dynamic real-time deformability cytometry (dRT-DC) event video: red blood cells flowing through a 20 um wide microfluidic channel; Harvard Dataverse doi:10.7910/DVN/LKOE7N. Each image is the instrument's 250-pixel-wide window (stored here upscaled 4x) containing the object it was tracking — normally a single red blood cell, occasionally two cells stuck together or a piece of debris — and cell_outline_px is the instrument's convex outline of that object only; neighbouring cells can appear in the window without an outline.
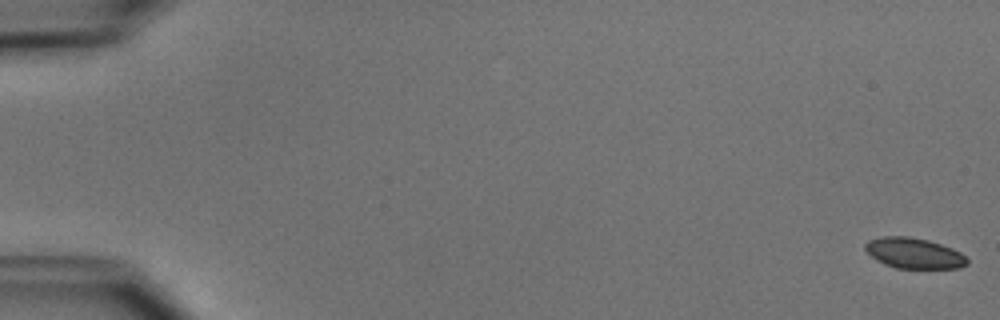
{"species": "common noctule bat (a hibernating species)", "species_latin": "Nyctalus noctula", "temperature_condition": "cold", "stored_images_in_passage": 52, "camera_frame_rate_fps": 3000, "um_per_image_px": 0.085, "animal": {"sex": "male", "body_mass_g": 15.6}, "frame": {"image": 1, "passage_image": 1, "time_ms": 0.0, "image_size_px": [1000, 320], "cell_outline_px": [[968, 264], [960, 268], [896, 268], [884, 264], [876, 260], [864, 248], [864, 244], [868, 240], [880, 236], [908, 236], [928, 240], [952, 248], [960, 252], [968, 260]], "centroid_in_image_um": [77.67, 21.51], "position_along_channel_um": 7.3, "area_um2": 18.21}}
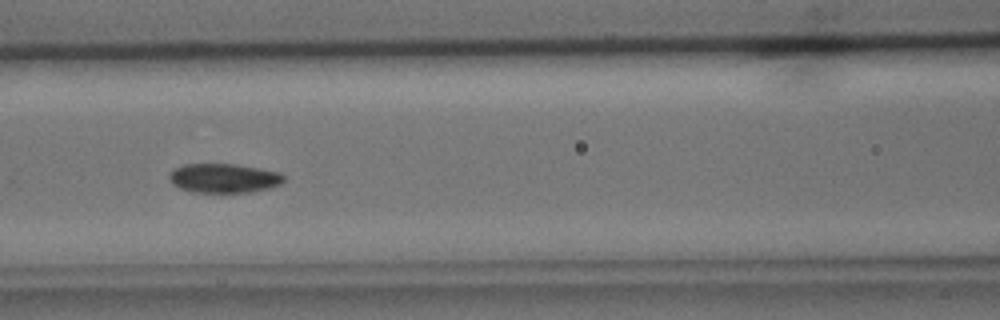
{"frame": {"image": 2, "passage_image": 24, "time_ms": 7.667, "image_size_px": [1000, 320], "cell_outline_px": [[284, 180], [280, 184], [268, 188], [252, 192], [192, 192], [180, 188], [172, 184], [168, 180], [168, 172], [184, 164], [236, 164], [280, 172], [284, 176]], "centroid_in_image_um": [18.99, 15.14], "position_along_channel_um": 147.6, "area_um2": 19.59}}
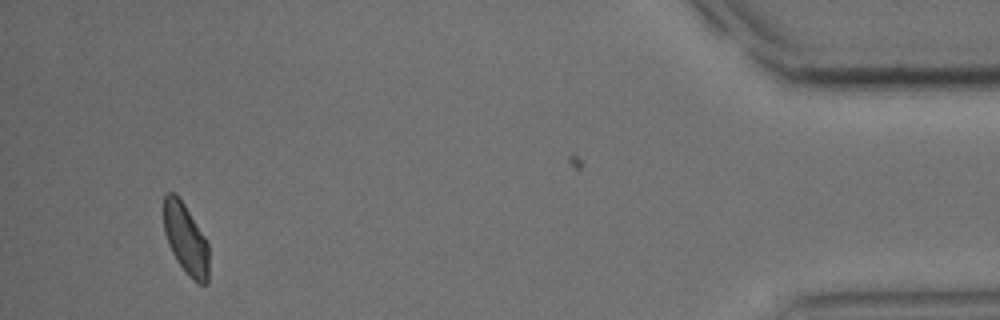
{"frame": {"image": 3, "passage_image": 50, "time_ms": 16.333, "image_size_px": [1000, 320], "cell_outline_px": [[208, 284], [200, 284], [188, 276], [176, 260], [168, 244], [164, 232], [164, 196], [168, 192], [176, 192], [208, 240]], "centroid_in_image_um": [15.79, 20.31], "position_along_channel_um": 419.4, "area_um2": 18.73}, "authors_computed_cell_mechanics": {"area_um2": 19.3919, "velocity_mm_per_s": 3.9029, "shape_relaxation_time_tau1_ms": 3.0873, "shape_relaxation_time_tau2_ms": 3.2237, "deformation_change_tau1": 0.0894, "deformation_change_tau2": 0.0499}}